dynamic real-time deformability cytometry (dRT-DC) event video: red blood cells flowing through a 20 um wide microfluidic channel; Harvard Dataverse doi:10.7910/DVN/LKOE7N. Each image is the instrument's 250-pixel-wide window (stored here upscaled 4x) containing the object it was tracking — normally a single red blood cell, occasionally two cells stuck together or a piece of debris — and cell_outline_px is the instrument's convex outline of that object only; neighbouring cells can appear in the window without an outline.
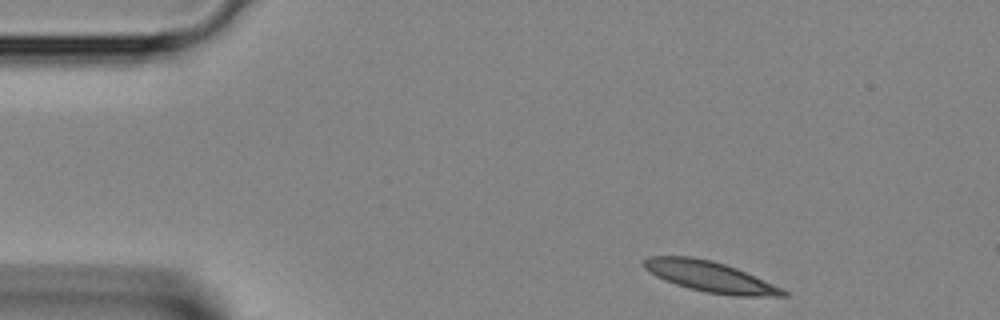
{"species": "Egyptian fruit bat (a non-hibernating species)", "species_latin": "Rousettus aegyptiacus", "temperature_condition": "room temperature", "stored_images_in_passage": 35, "camera_frame_rate_fps": 3000, "um_per_image_px": 0.085, "animal": {"sex": "female"}, "frame": {"image": 1, "passage_image": 1, "time_ms": 0.0, "image_size_px": [1000, 320], "cell_outline_px": [[788, 296], [732, 296], [704, 292], [688, 288], [664, 280], [648, 272], [644, 268], [644, 260], [648, 256], [692, 256], [712, 260], [736, 268], [772, 284], [788, 292]], "centroid_in_image_um": [60.31, 23.51], "position_along_channel_um": 24.7, "area_um2": 24.74}}
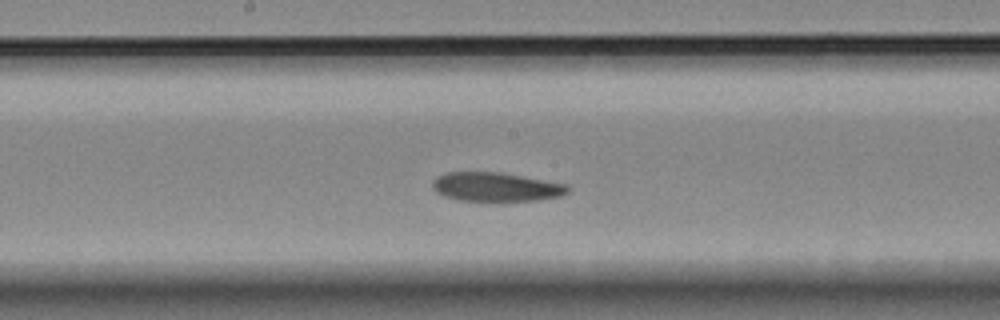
{"frame": {"image": 2, "passage_image": 16, "time_ms": 5.0, "image_size_px": [1000, 320], "cell_outline_px": [[572, 188], [568, 192], [560, 196], [540, 200], [492, 204], [460, 200], [444, 196], [436, 192], [432, 188], [432, 180], [436, 176], [444, 172], [500, 172], [568, 184]], "centroid_in_image_um": [42.16, 15.93], "position_along_channel_um": 206.0, "area_um2": 24.04}}
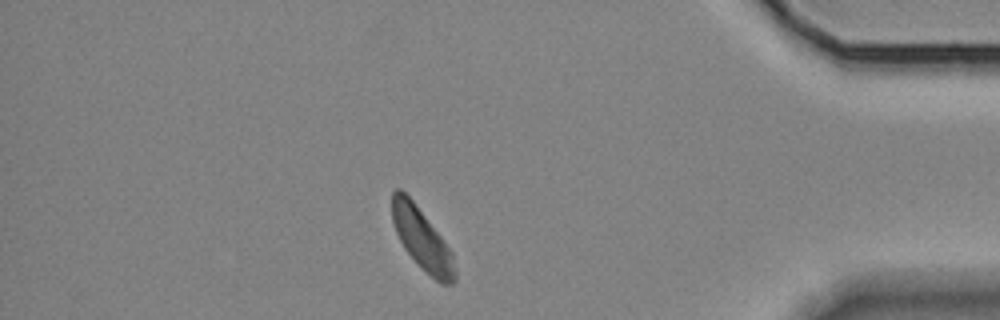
{"frame": {"image": 3, "passage_image": 30, "time_ms": 9.667, "image_size_px": [1000, 320], "cell_outline_px": [[456, 280], [452, 284], [440, 284], [420, 268], [404, 248], [396, 232], [392, 220], [392, 192], [396, 188], [400, 188], [412, 200], [440, 236], [452, 252], [456, 272]], "centroid_in_image_um": [35.87, 20.37], "position_along_channel_um": 399.3, "area_um2": 22.31}}